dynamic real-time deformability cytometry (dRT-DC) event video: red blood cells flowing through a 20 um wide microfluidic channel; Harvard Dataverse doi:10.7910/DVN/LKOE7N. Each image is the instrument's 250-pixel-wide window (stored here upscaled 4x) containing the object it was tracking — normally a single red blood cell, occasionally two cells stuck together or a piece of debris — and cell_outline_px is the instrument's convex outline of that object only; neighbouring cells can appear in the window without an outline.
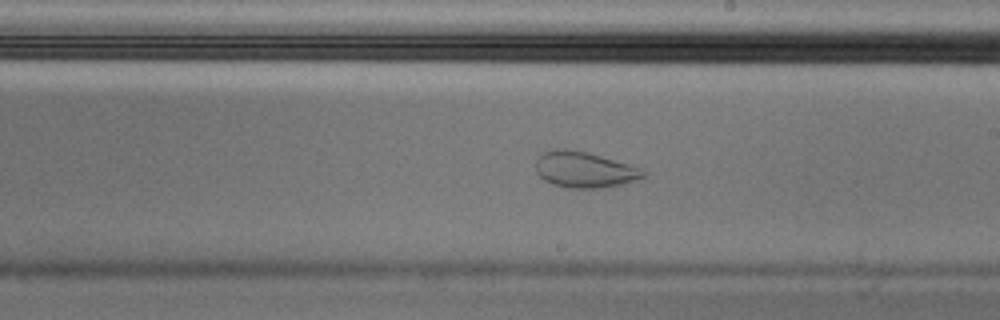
{"species": "Egyptian fruit bat (a non-hibernating species)", "species_latin": "Rousettus aegyptiacus", "temperature_condition": "cold", "stored_images_in_passage": 56, "camera_frame_rate_fps": 3000, "um_per_image_px": 0.085, "animal": {"sex": "male"}, "frame": {"image": 1, "passage_image": 32, "time_ms": 10.333, "image_size_px": [1000, 320], "cell_outline_px": [[648, 172], [644, 176], [636, 180], [624, 184], [600, 188], [564, 188], [552, 184], [544, 180], [536, 172], [536, 160], [544, 152], [552, 148], [564, 148], [588, 152], [628, 164]], "centroid_in_image_um": [49.65, 14.42], "position_along_channel_um": 239.4, "area_um2": 22.6}}